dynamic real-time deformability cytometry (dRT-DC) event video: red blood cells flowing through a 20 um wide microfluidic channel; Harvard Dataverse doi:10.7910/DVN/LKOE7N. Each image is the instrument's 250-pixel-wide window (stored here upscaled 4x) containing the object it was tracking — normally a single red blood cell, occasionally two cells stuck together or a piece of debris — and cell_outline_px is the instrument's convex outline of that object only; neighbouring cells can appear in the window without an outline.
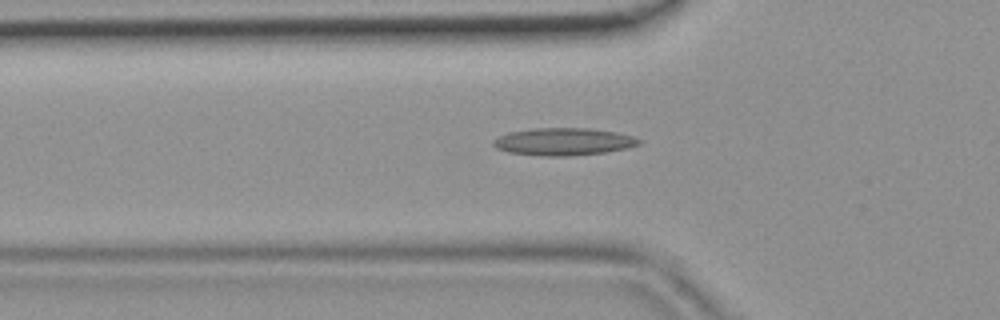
{"species": "common noctule bat (a hibernating species)", "species_latin": "Nyctalus noctula", "temperature_condition": "room temperature", "stored_images_in_passage": 48, "camera_frame_rate_fps": 3000, "um_per_image_px": 0.085, "animal": {"sex": "female", "body_mass_g": 19.9}, "frame": {"image": 1, "passage_image": 16, "time_ms": 5.0, "image_size_px": [1000, 320], "cell_outline_px": [[644, 140], [640, 144], [628, 148], [604, 152], [572, 156], [544, 156], [508, 152], [496, 148], [492, 144], [492, 140], [508, 132], [532, 128], [588, 128], [616, 132], [632, 136]], "centroid_in_image_um": [47.9, 12.04], "position_along_channel_um": 77.9, "area_um2": 23.41}}
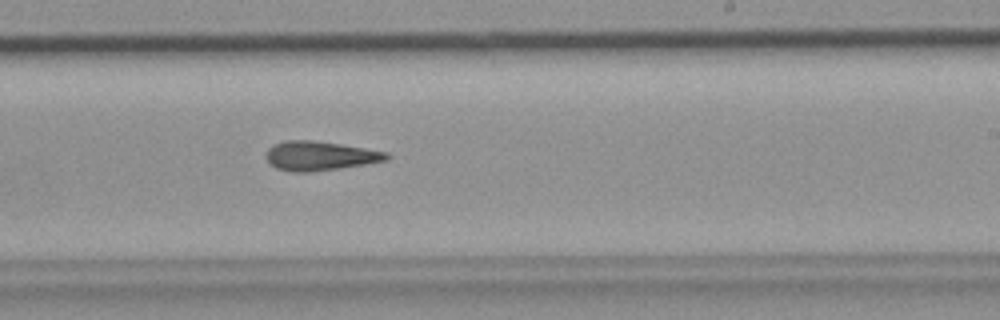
{"frame": {"image": 2, "passage_image": 29, "time_ms": 9.333, "image_size_px": [1000, 320], "cell_outline_px": [[392, 156], [388, 160], [340, 168], [308, 172], [292, 172], [276, 168], [264, 156], [268, 148], [272, 144], [284, 140], [312, 140], [340, 144], [388, 152]], "centroid_in_image_um": [27.17, 13.24], "position_along_channel_um": 261.8, "area_um2": 20.58}}
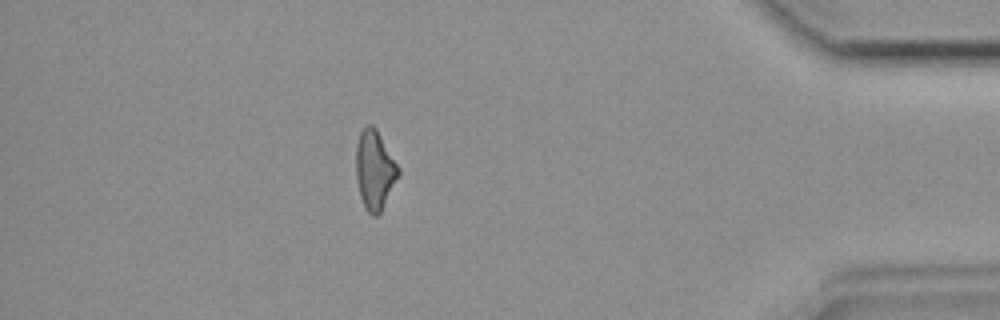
{"frame": {"image": 3, "passage_image": 42, "time_ms": 13.667, "image_size_px": [1000, 320], "cell_outline_px": [[400, 176], [380, 212], [376, 216], [372, 216], [368, 212], [360, 196], [356, 176], [356, 144], [360, 132], [368, 124], [372, 124], [376, 128], [400, 168]], "centroid_in_image_um": [31.86, 14.43], "position_along_channel_um": 403.3, "area_um2": 19.54}}